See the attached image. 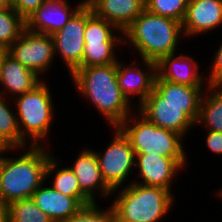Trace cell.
<instances>
[{
	"mask_svg": "<svg viewBox=\"0 0 222 222\" xmlns=\"http://www.w3.org/2000/svg\"><path fill=\"white\" fill-rule=\"evenodd\" d=\"M71 76L79 93L90 98L114 128L130 116V102L117 81V63L77 68Z\"/></svg>",
	"mask_w": 222,
	"mask_h": 222,
	"instance_id": "1",
	"label": "cell"
},
{
	"mask_svg": "<svg viewBox=\"0 0 222 222\" xmlns=\"http://www.w3.org/2000/svg\"><path fill=\"white\" fill-rule=\"evenodd\" d=\"M182 23L150 13L146 9L123 31V36L138 51L142 60L158 62L173 54L181 38ZM127 37V38H126Z\"/></svg>",
	"mask_w": 222,
	"mask_h": 222,
	"instance_id": "2",
	"label": "cell"
},
{
	"mask_svg": "<svg viewBox=\"0 0 222 222\" xmlns=\"http://www.w3.org/2000/svg\"><path fill=\"white\" fill-rule=\"evenodd\" d=\"M45 147L33 146L18 158L4 157L0 171V200L7 205L31 198L46 179L50 153Z\"/></svg>",
	"mask_w": 222,
	"mask_h": 222,
	"instance_id": "3",
	"label": "cell"
},
{
	"mask_svg": "<svg viewBox=\"0 0 222 222\" xmlns=\"http://www.w3.org/2000/svg\"><path fill=\"white\" fill-rule=\"evenodd\" d=\"M113 201L115 222H159L169 212L174 200L168 189L134 181L119 191Z\"/></svg>",
	"mask_w": 222,
	"mask_h": 222,
	"instance_id": "4",
	"label": "cell"
},
{
	"mask_svg": "<svg viewBox=\"0 0 222 222\" xmlns=\"http://www.w3.org/2000/svg\"><path fill=\"white\" fill-rule=\"evenodd\" d=\"M141 116V117H140ZM141 118V119H140ZM130 117L125 119L118 128L129 139L135 154H156L175 159L182 167L187 163L186 152L182 144V135L164 129L150 122L142 114L133 126Z\"/></svg>",
	"mask_w": 222,
	"mask_h": 222,
	"instance_id": "5",
	"label": "cell"
},
{
	"mask_svg": "<svg viewBox=\"0 0 222 222\" xmlns=\"http://www.w3.org/2000/svg\"><path fill=\"white\" fill-rule=\"evenodd\" d=\"M49 88L41 82L33 90L15 97L17 120L21 138L25 141L32 139L31 145L42 146V140L47 137L50 122L54 117L53 102ZM26 136V137H25ZM41 143L39 144V142Z\"/></svg>",
	"mask_w": 222,
	"mask_h": 222,
	"instance_id": "6",
	"label": "cell"
},
{
	"mask_svg": "<svg viewBox=\"0 0 222 222\" xmlns=\"http://www.w3.org/2000/svg\"><path fill=\"white\" fill-rule=\"evenodd\" d=\"M138 107L139 113L156 126L175 131L182 136L196 125L200 109V105L169 104L155 89Z\"/></svg>",
	"mask_w": 222,
	"mask_h": 222,
	"instance_id": "7",
	"label": "cell"
},
{
	"mask_svg": "<svg viewBox=\"0 0 222 222\" xmlns=\"http://www.w3.org/2000/svg\"><path fill=\"white\" fill-rule=\"evenodd\" d=\"M114 129L115 137L105 152L100 154L95 151L103 179L113 190L112 193H115L127 179L136 160V154L129 139L118 127Z\"/></svg>",
	"mask_w": 222,
	"mask_h": 222,
	"instance_id": "8",
	"label": "cell"
},
{
	"mask_svg": "<svg viewBox=\"0 0 222 222\" xmlns=\"http://www.w3.org/2000/svg\"><path fill=\"white\" fill-rule=\"evenodd\" d=\"M8 53L39 76V73L49 68L55 56L53 37L25 28L20 37L8 48Z\"/></svg>",
	"mask_w": 222,
	"mask_h": 222,
	"instance_id": "9",
	"label": "cell"
},
{
	"mask_svg": "<svg viewBox=\"0 0 222 222\" xmlns=\"http://www.w3.org/2000/svg\"><path fill=\"white\" fill-rule=\"evenodd\" d=\"M86 27V5H83L52 37L54 53H60L70 74L82 63L84 51V31Z\"/></svg>",
	"mask_w": 222,
	"mask_h": 222,
	"instance_id": "10",
	"label": "cell"
},
{
	"mask_svg": "<svg viewBox=\"0 0 222 222\" xmlns=\"http://www.w3.org/2000/svg\"><path fill=\"white\" fill-rule=\"evenodd\" d=\"M84 5L79 2L73 11L67 0H46L25 19V28L35 33L53 35Z\"/></svg>",
	"mask_w": 222,
	"mask_h": 222,
	"instance_id": "11",
	"label": "cell"
},
{
	"mask_svg": "<svg viewBox=\"0 0 222 222\" xmlns=\"http://www.w3.org/2000/svg\"><path fill=\"white\" fill-rule=\"evenodd\" d=\"M142 61L147 68L145 71H142L139 67H135L132 64L126 67V65L121 62H117V81L120 90L128 101H131L129 96H134L135 93V95L139 97L140 105L153 91L157 76V63L144 59Z\"/></svg>",
	"mask_w": 222,
	"mask_h": 222,
	"instance_id": "12",
	"label": "cell"
},
{
	"mask_svg": "<svg viewBox=\"0 0 222 222\" xmlns=\"http://www.w3.org/2000/svg\"><path fill=\"white\" fill-rule=\"evenodd\" d=\"M222 25V0H189L182 22L183 36L206 33Z\"/></svg>",
	"mask_w": 222,
	"mask_h": 222,
	"instance_id": "13",
	"label": "cell"
},
{
	"mask_svg": "<svg viewBox=\"0 0 222 222\" xmlns=\"http://www.w3.org/2000/svg\"><path fill=\"white\" fill-rule=\"evenodd\" d=\"M135 165L139 169L142 182H135L145 186L161 187L170 192L171 181L182 166L173 158L154 155L136 154Z\"/></svg>",
	"mask_w": 222,
	"mask_h": 222,
	"instance_id": "14",
	"label": "cell"
},
{
	"mask_svg": "<svg viewBox=\"0 0 222 222\" xmlns=\"http://www.w3.org/2000/svg\"><path fill=\"white\" fill-rule=\"evenodd\" d=\"M31 198L52 222H65L85 207L77 197L66 196L51 186L41 185Z\"/></svg>",
	"mask_w": 222,
	"mask_h": 222,
	"instance_id": "15",
	"label": "cell"
},
{
	"mask_svg": "<svg viewBox=\"0 0 222 222\" xmlns=\"http://www.w3.org/2000/svg\"><path fill=\"white\" fill-rule=\"evenodd\" d=\"M77 177L81 190L94 202L96 199L94 191H100L101 196L112 194V189L105 183L102 173L99 168L98 160L93 150H86L80 152L77 159L70 167Z\"/></svg>",
	"mask_w": 222,
	"mask_h": 222,
	"instance_id": "16",
	"label": "cell"
},
{
	"mask_svg": "<svg viewBox=\"0 0 222 222\" xmlns=\"http://www.w3.org/2000/svg\"><path fill=\"white\" fill-rule=\"evenodd\" d=\"M198 62L188 55L175 53L163 56L157 62V75L165 81L187 86H203V77L198 73ZM203 83V84H202Z\"/></svg>",
	"mask_w": 222,
	"mask_h": 222,
	"instance_id": "17",
	"label": "cell"
},
{
	"mask_svg": "<svg viewBox=\"0 0 222 222\" xmlns=\"http://www.w3.org/2000/svg\"><path fill=\"white\" fill-rule=\"evenodd\" d=\"M93 13L124 31L144 10L145 0H95Z\"/></svg>",
	"mask_w": 222,
	"mask_h": 222,
	"instance_id": "18",
	"label": "cell"
},
{
	"mask_svg": "<svg viewBox=\"0 0 222 222\" xmlns=\"http://www.w3.org/2000/svg\"><path fill=\"white\" fill-rule=\"evenodd\" d=\"M43 80L39 76L23 66L9 53L5 56L0 66V83L7 94L22 95L25 92L33 90Z\"/></svg>",
	"mask_w": 222,
	"mask_h": 222,
	"instance_id": "19",
	"label": "cell"
},
{
	"mask_svg": "<svg viewBox=\"0 0 222 222\" xmlns=\"http://www.w3.org/2000/svg\"><path fill=\"white\" fill-rule=\"evenodd\" d=\"M55 159L56 158L53 156H50L46 167V178H48V175L55 173L53 185L51 187L66 196L77 197L85 206L94 204V202L81 190L77 177L72 169L68 167L57 170L56 167L59 163Z\"/></svg>",
	"mask_w": 222,
	"mask_h": 222,
	"instance_id": "20",
	"label": "cell"
},
{
	"mask_svg": "<svg viewBox=\"0 0 222 222\" xmlns=\"http://www.w3.org/2000/svg\"><path fill=\"white\" fill-rule=\"evenodd\" d=\"M202 86H187L162 80L158 75L154 89L165 98V102L174 105H200Z\"/></svg>",
	"mask_w": 222,
	"mask_h": 222,
	"instance_id": "21",
	"label": "cell"
},
{
	"mask_svg": "<svg viewBox=\"0 0 222 222\" xmlns=\"http://www.w3.org/2000/svg\"><path fill=\"white\" fill-rule=\"evenodd\" d=\"M222 86L208 85L210 95L202 96L197 124H204L207 130L222 133Z\"/></svg>",
	"mask_w": 222,
	"mask_h": 222,
	"instance_id": "22",
	"label": "cell"
},
{
	"mask_svg": "<svg viewBox=\"0 0 222 222\" xmlns=\"http://www.w3.org/2000/svg\"><path fill=\"white\" fill-rule=\"evenodd\" d=\"M3 94L0 92V146L23 149L27 143L21 138L16 112L10 110Z\"/></svg>",
	"mask_w": 222,
	"mask_h": 222,
	"instance_id": "23",
	"label": "cell"
},
{
	"mask_svg": "<svg viewBox=\"0 0 222 222\" xmlns=\"http://www.w3.org/2000/svg\"><path fill=\"white\" fill-rule=\"evenodd\" d=\"M119 30L114 24L96 16L91 7L86 5V27L84 31L85 43L117 42L125 43L124 38L115 36L113 30Z\"/></svg>",
	"mask_w": 222,
	"mask_h": 222,
	"instance_id": "24",
	"label": "cell"
},
{
	"mask_svg": "<svg viewBox=\"0 0 222 222\" xmlns=\"http://www.w3.org/2000/svg\"><path fill=\"white\" fill-rule=\"evenodd\" d=\"M116 45V42L85 43L82 63L78 68L117 63L114 55Z\"/></svg>",
	"mask_w": 222,
	"mask_h": 222,
	"instance_id": "25",
	"label": "cell"
},
{
	"mask_svg": "<svg viewBox=\"0 0 222 222\" xmlns=\"http://www.w3.org/2000/svg\"><path fill=\"white\" fill-rule=\"evenodd\" d=\"M25 29V20L12 8L0 9V44L9 48Z\"/></svg>",
	"mask_w": 222,
	"mask_h": 222,
	"instance_id": "26",
	"label": "cell"
},
{
	"mask_svg": "<svg viewBox=\"0 0 222 222\" xmlns=\"http://www.w3.org/2000/svg\"><path fill=\"white\" fill-rule=\"evenodd\" d=\"M7 206L10 222H52L32 198L15 200Z\"/></svg>",
	"mask_w": 222,
	"mask_h": 222,
	"instance_id": "27",
	"label": "cell"
},
{
	"mask_svg": "<svg viewBox=\"0 0 222 222\" xmlns=\"http://www.w3.org/2000/svg\"><path fill=\"white\" fill-rule=\"evenodd\" d=\"M189 0H145V9L150 13L183 22Z\"/></svg>",
	"mask_w": 222,
	"mask_h": 222,
	"instance_id": "28",
	"label": "cell"
},
{
	"mask_svg": "<svg viewBox=\"0 0 222 222\" xmlns=\"http://www.w3.org/2000/svg\"><path fill=\"white\" fill-rule=\"evenodd\" d=\"M65 222H115V215L112 207L104 211L94 203L83 207L77 214Z\"/></svg>",
	"mask_w": 222,
	"mask_h": 222,
	"instance_id": "29",
	"label": "cell"
},
{
	"mask_svg": "<svg viewBox=\"0 0 222 222\" xmlns=\"http://www.w3.org/2000/svg\"><path fill=\"white\" fill-rule=\"evenodd\" d=\"M46 0H11V7L25 20Z\"/></svg>",
	"mask_w": 222,
	"mask_h": 222,
	"instance_id": "30",
	"label": "cell"
},
{
	"mask_svg": "<svg viewBox=\"0 0 222 222\" xmlns=\"http://www.w3.org/2000/svg\"><path fill=\"white\" fill-rule=\"evenodd\" d=\"M215 53V60L212 66L211 74L207 78L208 85H221L222 86V45L219 47Z\"/></svg>",
	"mask_w": 222,
	"mask_h": 222,
	"instance_id": "31",
	"label": "cell"
},
{
	"mask_svg": "<svg viewBox=\"0 0 222 222\" xmlns=\"http://www.w3.org/2000/svg\"><path fill=\"white\" fill-rule=\"evenodd\" d=\"M206 145L213 153L222 155V133L208 130L206 137Z\"/></svg>",
	"mask_w": 222,
	"mask_h": 222,
	"instance_id": "32",
	"label": "cell"
},
{
	"mask_svg": "<svg viewBox=\"0 0 222 222\" xmlns=\"http://www.w3.org/2000/svg\"><path fill=\"white\" fill-rule=\"evenodd\" d=\"M0 222H10L9 210L6 203L0 200Z\"/></svg>",
	"mask_w": 222,
	"mask_h": 222,
	"instance_id": "33",
	"label": "cell"
},
{
	"mask_svg": "<svg viewBox=\"0 0 222 222\" xmlns=\"http://www.w3.org/2000/svg\"><path fill=\"white\" fill-rule=\"evenodd\" d=\"M7 54L8 48L0 44V66Z\"/></svg>",
	"mask_w": 222,
	"mask_h": 222,
	"instance_id": "34",
	"label": "cell"
},
{
	"mask_svg": "<svg viewBox=\"0 0 222 222\" xmlns=\"http://www.w3.org/2000/svg\"><path fill=\"white\" fill-rule=\"evenodd\" d=\"M10 150H12V148H8V147H5V146H0V171H1L2 161H3V158H4L3 153H6L7 151H10Z\"/></svg>",
	"mask_w": 222,
	"mask_h": 222,
	"instance_id": "35",
	"label": "cell"
},
{
	"mask_svg": "<svg viewBox=\"0 0 222 222\" xmlns=\"http://www.w3.org/2000/svg\"><path fill=\"white\" fill-rule=\"evenodd\" d=\"M11 7V0H0V9Z\"/></svg>",
	"mask_w": 222,
	"mask_h": 222,
	"instance_id": "36",
	"label": "cell"
},
{
	"mask_svg": "<svg viewBox=\"0 0 222 222\" xmlns=\"http://www.w3.org/2000/svg\"><path fill=\"white\" fill-rule=\"evenodd\" d=\"M95 0H84V5L90 6Z\"/></svg>",
	"mask_w": 222,
	"mask_h": 222,
	"instance_id": "37",
	"label": "cell"
},
{
	"mask_svg": "<svg viewBox=\"0 0 222 222\" xmlns=\"http://www.w3.org/2000/svg\"><path fill=\"white\" fill-rule=\"evenodd\" d=\"M220 192H218L219 193V196L221 197L222 196V189L221 190H219Z\"/></svg>",
	"mask_w": 222,
	"mask_h": 222,
	"instance_id": "38",
	"label": "cell"
}]
</instances>
